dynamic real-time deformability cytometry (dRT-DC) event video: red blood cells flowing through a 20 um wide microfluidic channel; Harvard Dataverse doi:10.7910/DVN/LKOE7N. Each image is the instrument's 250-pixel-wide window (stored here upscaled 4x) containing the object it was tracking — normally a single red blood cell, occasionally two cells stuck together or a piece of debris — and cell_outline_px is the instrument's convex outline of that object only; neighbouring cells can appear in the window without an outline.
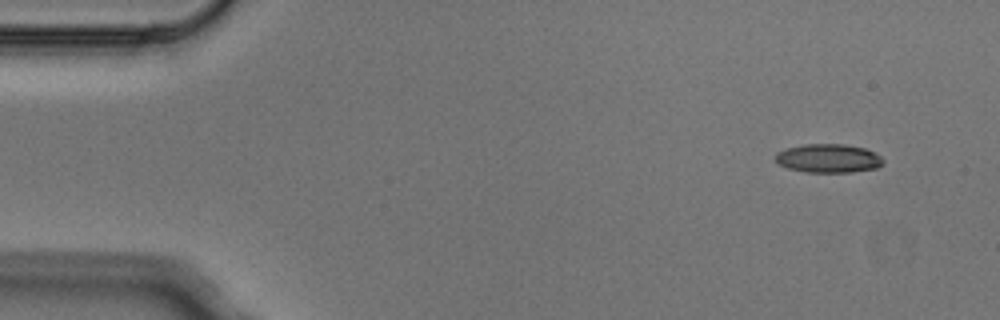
{"species": "Egyptian fruit bat (a non-hibernating species)", "species_latin": "Rousettus aegyptiacus", "temperature_condition": "cold", "stored_images_in_passage": 4, "camera_frame_rate_fps": 3000, "um_per_image_px": 0.085, "animal": {"sex": "male"}, "frame": {"image": 1, "passage_image": 1, "time_ms": 0.0, "image_size_px": [1000, 320], "cell_outline_px": [[884, 160], [876, 168], [852, 172], [804, 172], [788, 168], [780, 164], [772, 156], [776, 152], [788, 148], [804, 144], [844, 144], [864, 148], [880, 156]], "centroid_in_image_um": [70.37, 13.46], "position_along_channel_um": 14.6, "area_um2": 17.92}}